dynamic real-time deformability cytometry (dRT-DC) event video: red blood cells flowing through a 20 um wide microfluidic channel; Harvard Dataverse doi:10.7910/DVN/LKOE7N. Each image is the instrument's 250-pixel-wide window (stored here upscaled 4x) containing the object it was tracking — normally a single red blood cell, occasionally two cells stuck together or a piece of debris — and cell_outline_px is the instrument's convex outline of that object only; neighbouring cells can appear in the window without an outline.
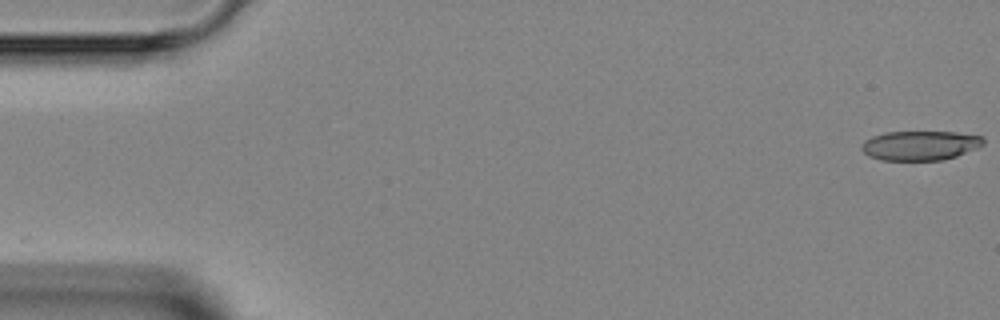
{"species": "Egyptian fruit bat (a non-hibernating species)", "species_latin": "Rousettus aegyptiacus", "temperature_condition": "room temperature", "stored_images_in_passage": 7, "camera_frame_rate_fps": 3000, "um_per_image_px": 0.085, "animal": {"sex": "female"}, "frame": {"image": 1, "passage_image": 1, "time_ms": 0.0, "image_size_px": [1000, 320], "cell_outline_px": [[984, 144], [976, 148], [956, 156], [944, 160], [880, 160], [868, 156], [860, 148], [860, 144], [864, 140], [872, 136], [884, 132], [956, 132], [984, 136]], "centroid_in_image_um": [78.18, 12.36], "position_along_channel_um": 6.8, "area_um2": 21.1}}